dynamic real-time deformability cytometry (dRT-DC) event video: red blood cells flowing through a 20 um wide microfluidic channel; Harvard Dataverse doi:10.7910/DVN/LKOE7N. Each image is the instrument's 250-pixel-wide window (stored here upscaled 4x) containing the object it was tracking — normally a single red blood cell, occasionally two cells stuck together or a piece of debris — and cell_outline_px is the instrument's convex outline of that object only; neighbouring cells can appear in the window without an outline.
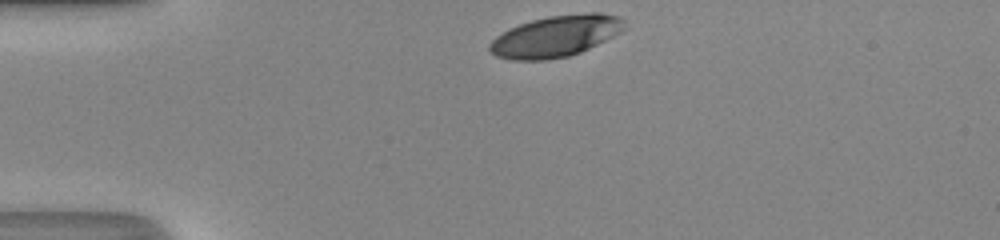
{"species": "human", "species_latin": "Homo sapiens", "temperature_condition": "room temperature", "stored_images_in_passage": 29, "camera_frame_rate_fps": 3000, "um_per_image_px": 0.085, "donor": {"sex": "male"}, "frame": {"image": 1, "passage_image": 1, "time_ms": 0.0, "image_size_px": [1000, 240], "cell_outline_px": [[628, 28], [580, 52], [568, 56], [548, 60], [512, 60], [496, 56], [488, 48], [488, 44], [496, 36], [508, 28], [532, 20], [548, 16], [588, 12], [600, 12], [620, 16], [624, 20]], "centroid_in_image_um": [47.25, 3.06], "position_along_channel_um": 37.8, "area_um2": 32.6}}
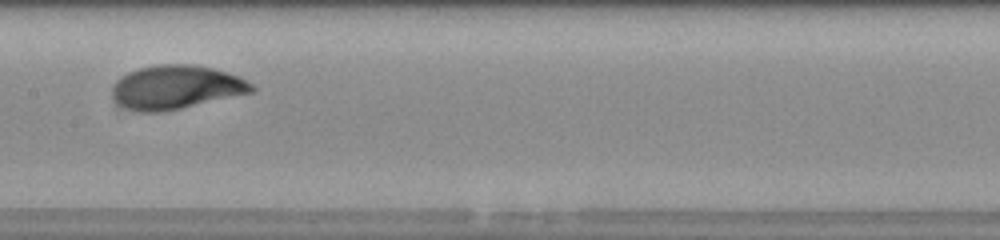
{"frame": {"image": 2, "passage_image": 15, "time_ms": 4.667, "image_size_px": [1000, 240], "cell_outline_px": [[256, 92], [180, 108], [160, 112], [136, 112], [112, 100], [112, 84], [120, 76], [128, 72], [140, 68], [160, 64], [192, 64], [212, 68], [240, 76], [252, 84], [256, 88]], "centroid_in_image_um": [14.97, 7.41], "position_along_channel_um": 192.4, "area_um2": 35.78}}
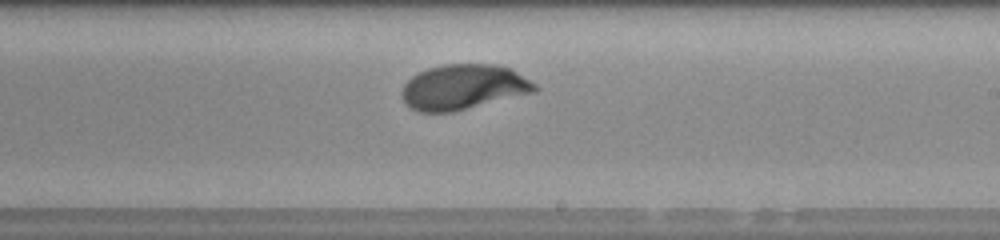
{"frame": {"image": 3, "passage_image": 19, "time_ms": 6.0, "image_size_px": [1000, 240], "cell_outline_px": [[540, 88], [536, 92], [452, 112], [416, 112], [408, 108], [404, 104], [400, 96], [400, 92], [404, 84], [412, 76], [428, 68], [444, 64], [492, 64], [508, 68], [516, 72], [536, 84]], "centroid_in_image_um": [39.34, 7.42], "position_along_channel_um": 249.7, "area_um2": 35.2}, "authors_computed_cell_mechanics": {"area_um2": 34.5644, "velocity_mm_per_s": 4.3005, "shape_relaxation_time_tau1_ms": 1.9677, "shape_relaxation_time_tau2_ms": null, "deformation_change_tau1": 0.1554, "deformation_change_tau2": null}}